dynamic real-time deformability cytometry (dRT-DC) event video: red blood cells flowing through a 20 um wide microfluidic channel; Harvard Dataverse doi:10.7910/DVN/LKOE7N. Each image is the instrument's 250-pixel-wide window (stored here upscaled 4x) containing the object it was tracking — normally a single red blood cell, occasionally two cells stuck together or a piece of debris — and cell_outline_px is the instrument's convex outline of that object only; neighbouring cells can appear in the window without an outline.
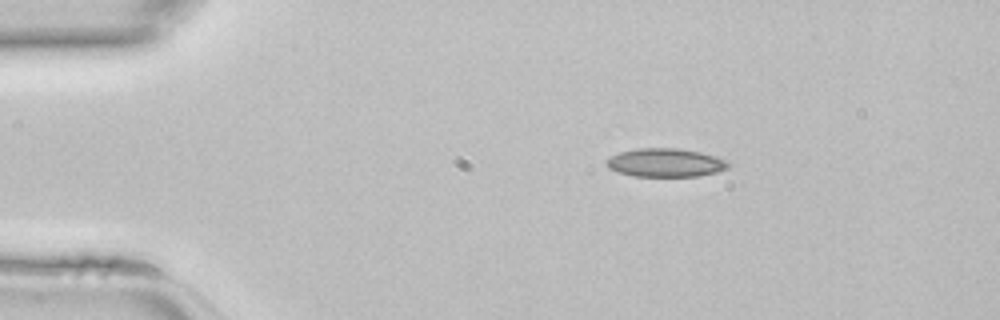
{"species": "common noctule bat (a hibernating species)", "species_latin": "Nyctalus noctula", "temperature_condition": "room temperature", "stored_images_in_passage": 38, "camera_frame_rate_fps": 3000, "um_per_image_px": 0.085, "animal": {"sex": "female", "body_mass_g": 22.7, "forearm_length_mm": 54.2}, "frame": {"image": 1, "passage_image": 1, "time_ms": 0.0, "image_size_px": [1000, 320], "cell_outline_px": [[732, 164], [728, 168], [716, 172], [700, 176], [632, 176], [608, 168], [604, 164], [604, 160], [620, 152], [640, 148], [680, 148], [700, 152], [716, 156], [728, 160]], "centroid_in_image_um": [56.59, 13.82], "position_along_channel_um": 28.4, "area_um2": 20.4}}
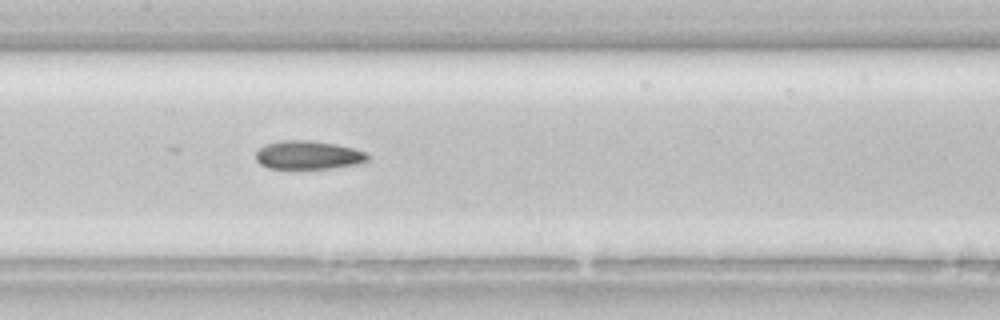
{"frame": {"image": 2, "passage_image": 15, "time_ms": 4.667, "image_size_px": [1000, 320], "cell_outline_px": [[368, 160], [364, 164], [332, 168], [268, 168], [260, 164], [256, 160], [256, 152], [264, 144], [284, 140], [308, 140], [336, 144], [368, 152]], "centroid_in_image_um": [26.24, 13.18], "position_along_channel_um": 181.2, "area_um2": 18.73}}
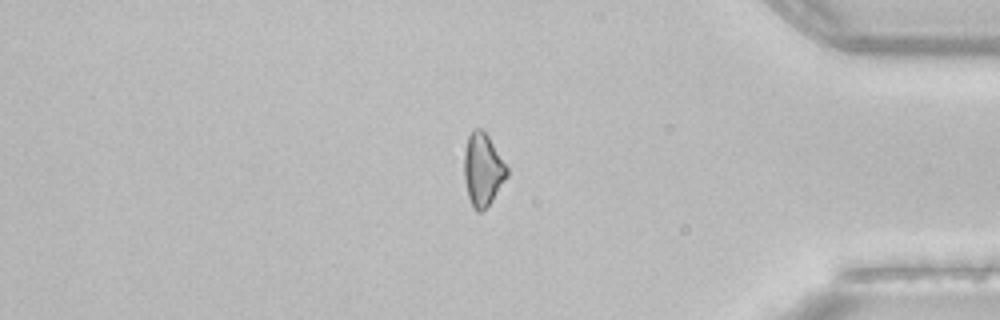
{"frame": {"image": 3, "passage_image": 31, "time_ms": 10.0, "image_size_px": [1000, 320], "cell_outline_px": [[508, 176], [484, 212], [476, 212], [472, 208], [468, 196], [464, 180], [464, 152], [468, 136], [472, 128], [480, 128], [488, 136], [508, 168]], "centroid_in_image_um": [41.02, 14.45], "position_along_channel_um": 394.2, "area_um2": 18.26}}